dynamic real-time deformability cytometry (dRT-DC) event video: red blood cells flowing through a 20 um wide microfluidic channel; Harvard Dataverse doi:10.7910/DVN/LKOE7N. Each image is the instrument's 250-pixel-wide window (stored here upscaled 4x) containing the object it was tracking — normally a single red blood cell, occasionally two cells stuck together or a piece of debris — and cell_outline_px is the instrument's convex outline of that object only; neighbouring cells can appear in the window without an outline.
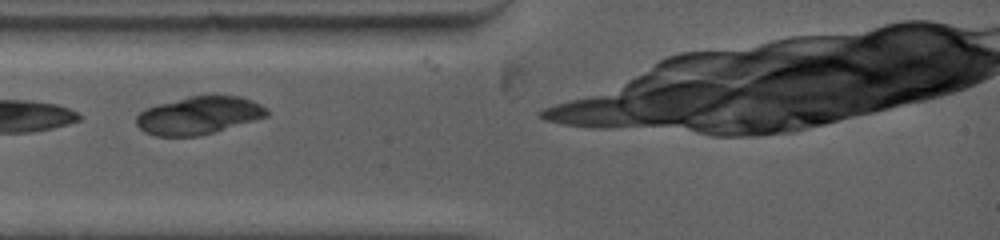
{"species": "common noctule bat (a hibernating species)", "species_latin": "Nyctalus noctula", "temperature_condition": "warm", "stored_images_in_passage": 4, "camera_frame_rate_fps": 5000, "um_per_image_px": 0.085, "animal": {"sex": "female", "body_mass_g": 19.0, "forearm_length_mm": 53.3}, "frame": {"image": 1, "passage_image": 1, "time_ms": 0.0, "image_size_px": [1000, 240], "cell_outline_px": [[268, 116], [200, 136], [156, 136], [144, 132], [136, 124], [136, 116], [144, 108], [188, 96], [240, 96], [252, 100], [268, 108]], "centroid_in_image_um": [16.88, 9.81], "position_along_channel_um": 68.1, "area_um2": 28.67}}